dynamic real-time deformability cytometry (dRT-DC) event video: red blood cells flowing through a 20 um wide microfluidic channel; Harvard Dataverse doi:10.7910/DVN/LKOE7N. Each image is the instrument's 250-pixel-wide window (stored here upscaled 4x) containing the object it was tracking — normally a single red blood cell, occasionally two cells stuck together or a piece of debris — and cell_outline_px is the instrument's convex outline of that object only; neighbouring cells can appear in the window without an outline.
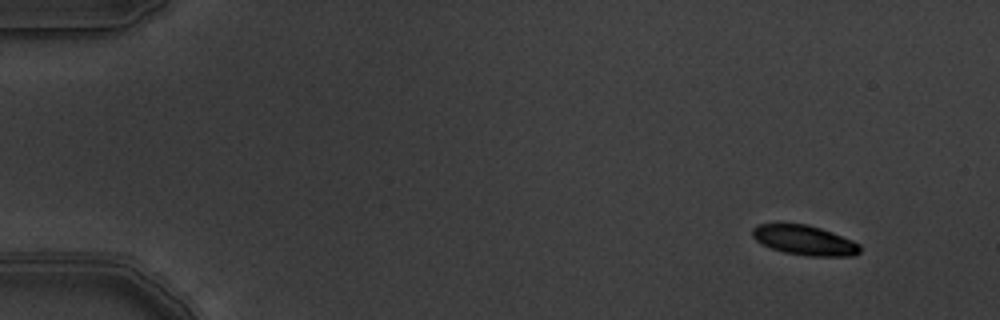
{"species": "common noctule bat (a hibernating species)", "species_latin": "Nyctalus noctula", "temperature_condition": "warm", "stored_images_in_passage": 9, "camera_frame_rate_fps": 3000, "um_per_image_px": 0.085, "animal": {"sex": "male", "body_mass_g": 19.5, "forearm_length_mm": 54.6}, "frame": {"image": 1, "passage_image": 1, "time_ms": 0.0, "image_size_px": [1000, 320], "cell_outline_px": [[860, 252], [856, 256], [808, 256], [784, 252], [760, 244], [752, 236], [752, 228], [760, 224], [804, 224], [820, 228], [832, 232], [852, 240], [860, 244]], "centroid_in_image_um": [68.4, 20.43], "position_along_channel_um": 16.6, "area_um2": 18.61}}
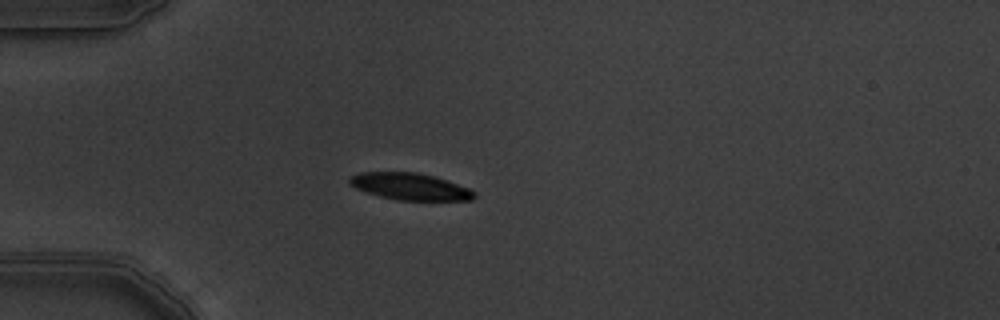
{"frame": {"image": 2, "passage_image": 4, "time_ms": 1.0, "image_size_px": [1000, 320], "cell_outline_px": [[476, 196], [472, 200], [396, 200], [380, 196], [356, 188], [348, 184], [348, 180], [352, 176], [360, 172], [416, 172], [432, 176], [468, 188], [476, 192]], "centroid_in_image_um": [34.84, 15.86], "position_along_channel_um": 50.2, "area_um2": 19.25}}